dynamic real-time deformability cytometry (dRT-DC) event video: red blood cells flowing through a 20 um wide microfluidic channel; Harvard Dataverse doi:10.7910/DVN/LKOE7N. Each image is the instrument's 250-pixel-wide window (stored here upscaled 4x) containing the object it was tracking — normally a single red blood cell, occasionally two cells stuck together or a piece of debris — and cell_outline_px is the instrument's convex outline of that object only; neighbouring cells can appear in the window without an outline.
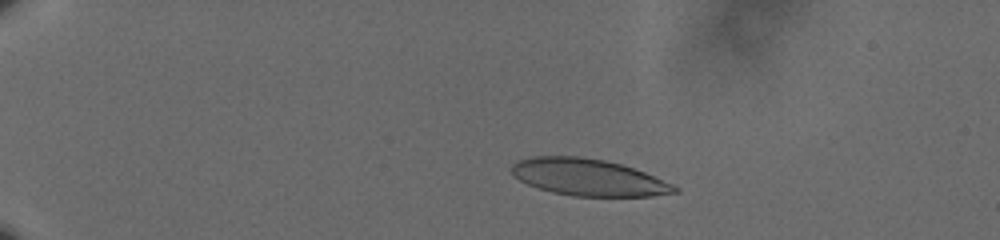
{"species": "human", "species_latin": "Homo sapiens", "temperature_condition": "cold", "stored_images_in_passage": 58, "camera_frame_rate_fps": 3000, "um_per_image_px": 0.085, "donor": {"sex": "male"}, "frame": {"image": 1, "passage_image": 12, "time_ms": 3.667, "image_size_px": [1000, 240], "cell_outline_px": [[680, 192], [652, 196], [572, 196], [552, 192], [528, 184], [520, 180], [512, 172], [512, 164], [520, 160], [532, 156], [580, 156], [604, 160], [620, 164], [644, 172], [672, 184], [680, 188]], "centroid_in_image_um": [50.03, 15.07], "position_along_channel_um": 35.0, "area_um2": 34.68}}
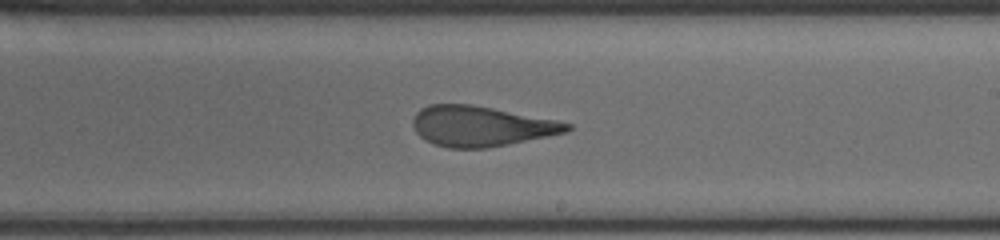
{"frame": {"image": 2, "passage_image": 37, "time_ms": 12.0, "image_size_px": [1000, 240], "cell_outline_px": [[572, 128], [568, 132], [508, 144], [484, 148], [448, 148], [432, 144], [424, 140], [416, 132], [412, 124], [412, 120], [416, 112], [420, 108], [428, 104], [472, 104], [556, 120], [572, 124]], "centroid_in_image_um": [40.85, 10.72], "position_along_channel_um": 248.2, "area_um2": 36.24}}
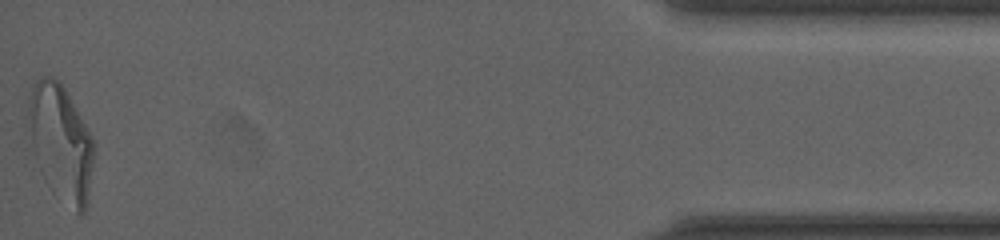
{"frame": {"image": 3, "passage_image": 58, "time_ms": 19.0, "image_size_px": [1000, 240], "cell_outline_px": [[96, 144], [88, 204], [84, 212], [80, 216], [76, 212], [36, 160], [24, 132], [24, 116], [28, 96], [32, 84], [36, 80], [44, 76], [52, 76], [60, 80], [96, 140]], "centroid_in_image_um": [5.15, 11.92], "position_along_channel_um": 430.1, "area_um2": 44.8}, "authors_computed_cell_mechanics": {"area_um2": 36.992, "velocity_mm_per_s": 3.6202, "shape_relaxation_time_tau1_ms": 10.7743, "shape_relaxation_time_tau2_ms": 1.6205, "deformation_change_tau1": 0.3039, "deformation_change_tau2": 0.1099}}